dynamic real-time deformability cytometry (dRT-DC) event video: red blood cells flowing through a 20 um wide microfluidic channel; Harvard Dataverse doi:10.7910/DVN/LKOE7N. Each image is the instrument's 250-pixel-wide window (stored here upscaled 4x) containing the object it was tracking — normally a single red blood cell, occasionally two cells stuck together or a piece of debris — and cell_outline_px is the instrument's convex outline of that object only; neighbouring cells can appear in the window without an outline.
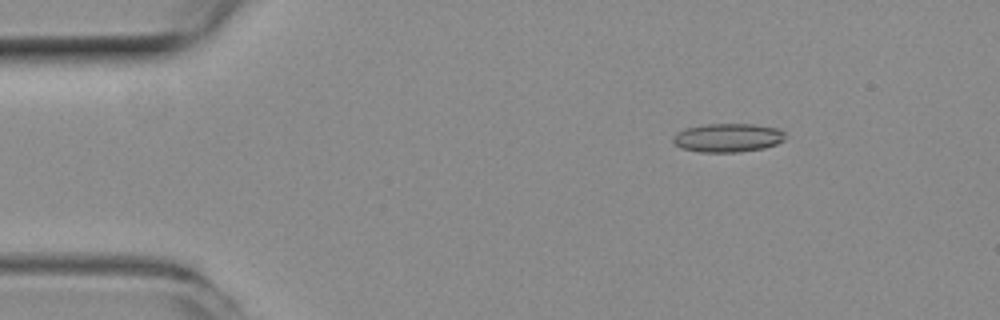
{"species": "common noctule bat (a hibernating species)", "species_latin": "Nyctalus noctula", "temperature_condition": "room temperature", "stored_images_in_passage": 47, "camera_frame_rate_fps": 3000, "um_per_image_px": 0.085, "animal": {"sex": "female", "body_mass_g": 19.3, "forearm_length_mm": 54.1}, "frame": {"image": 1, "passage_image": 3, "time_ms": 0.667, "image_size_px": [1000, 320], "cell_outline_px": [[784, 140], [776, 144], [764, 148], [740, 152], [700, 152], [680, 148], [672, 140], [672, 136], [676, 132], [684, 128], [704, 124], [756, 124], [780, 128], [784, 132]], "centroid_in_image_um": [61.85, 11.7], "position_along_channel_um": 23.2, "area_um2": 19.02}}
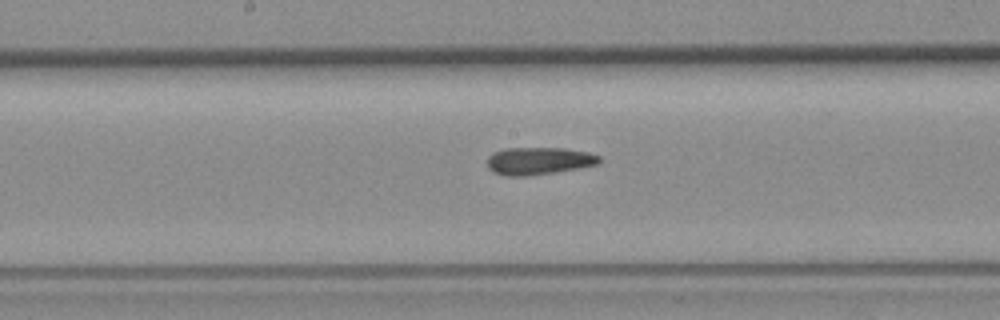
{"frame": {"image": 2, "passage_image": 22, "time_ms": 7.0, "image_size_px": [1000, 320], "cell_outline_px": [[600, 164], [580, 168], [532, 176], [504, 176], [492, 172], [488, 168], [488, 156], [492, 152], [504, 148], [564, 148], [588, 152], [600, 156]], "centroid_in_image_um": [45.78, 13.68], "position_along_channel_um": 202.4, "area_um2": 18.26}}
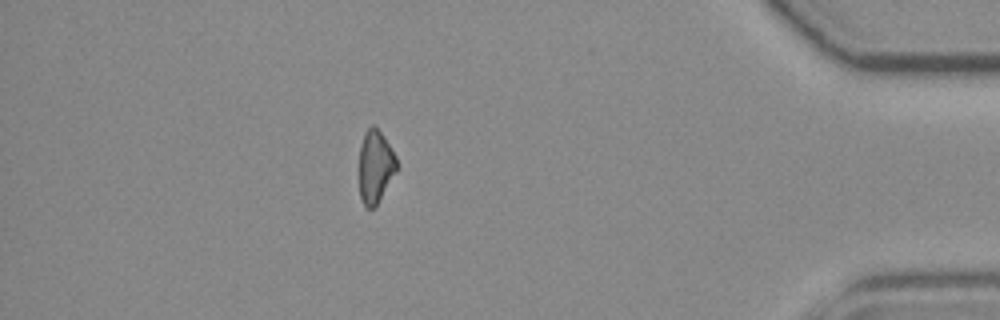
{"frame": {"image": 3, "passage_image": 41, "time_ms": 13.333, "image_size_px": [1000, 320], "cell_outline_px": [[396, 172], [376, 204], [372, 208], [368, 208], [364, 204], [360, 196], [356, 172], [360, 144], [364, 132], [372, 124], [384, 136], [396, 156]], "centroid_in_image_um": [31.83, 14.13], "position_along_channel_um": 403.4, "area_um2": 16.3}}